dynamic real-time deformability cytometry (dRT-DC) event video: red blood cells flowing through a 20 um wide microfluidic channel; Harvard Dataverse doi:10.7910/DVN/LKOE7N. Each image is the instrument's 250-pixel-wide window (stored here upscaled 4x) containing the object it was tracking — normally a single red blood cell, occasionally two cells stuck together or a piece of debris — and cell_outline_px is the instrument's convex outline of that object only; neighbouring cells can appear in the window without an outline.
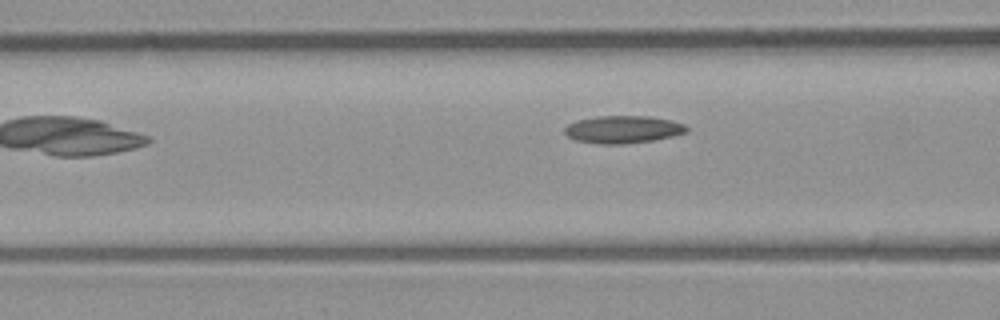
{"species": "common noctule bat (a hibernating species)", "species_latin": "Nyctalus noctula", "temperature_condition": "room temperature", "stored_images_in_passage": 7, "camera_frame_rate_fps": 3000, "um_per_image_px": 0.085, "animal": {"sex": "male", "body_mass_g": 23.1, "forearm_length_mm": 52.7}, "frame": {"image": 1, "passage_image": 7, "time_ms": 7.667, "image_size_px": [1000, 320], "cell_outline_px": [[688, 132], [672, 136], [652, 140], [624, 144], [596, 144], [576, 140], [568, 136], [564, 132], [564, 128], [568, 124], [576, 120], [596, 116], [648, 116], [672, 120], [684, 124], [688, 128]], "centroid_in_image_um": [52.94, 11.0], "position_along_channel_um": 113.7, "area_um2": 19.65}}